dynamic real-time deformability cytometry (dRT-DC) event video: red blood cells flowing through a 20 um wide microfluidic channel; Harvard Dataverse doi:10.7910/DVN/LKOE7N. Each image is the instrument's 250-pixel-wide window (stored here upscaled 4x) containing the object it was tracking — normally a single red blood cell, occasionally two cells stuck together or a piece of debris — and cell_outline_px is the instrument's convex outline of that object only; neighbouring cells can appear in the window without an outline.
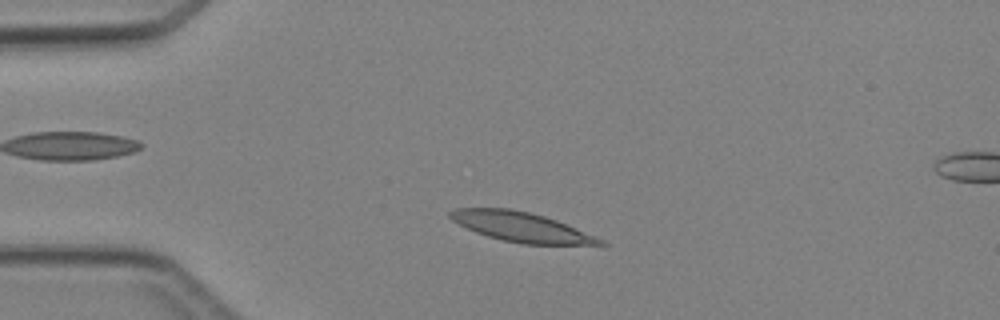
{"species": "Egyptian fruit bat (a non-hibernating species)", "species_latin": "Rousettus aegyptiacus", "temperature_condition": "cold", "stored_images_in_passage": 2, "camera_frame_rate_fps": 3000, "um_per_image_px": 0.085, "animal": {"sex": "female"}, "frame": {"image": 1, "passage_image": 1, "time_ms": 0.0, "image_size_px": [1000, 320], "cell_outline_px": [[608, 244], [524, 244], [504, 240], [488, 236], [476, 232], [452, 220], [448, 216], [448, 212], [456, 208], [512, 208], [544, 216], [556, 220], [604, 240]], "centroid_in_image_um": [44.26, 19.27], "position_along_channel_um": 40.7, "area_um2": 25.37}}